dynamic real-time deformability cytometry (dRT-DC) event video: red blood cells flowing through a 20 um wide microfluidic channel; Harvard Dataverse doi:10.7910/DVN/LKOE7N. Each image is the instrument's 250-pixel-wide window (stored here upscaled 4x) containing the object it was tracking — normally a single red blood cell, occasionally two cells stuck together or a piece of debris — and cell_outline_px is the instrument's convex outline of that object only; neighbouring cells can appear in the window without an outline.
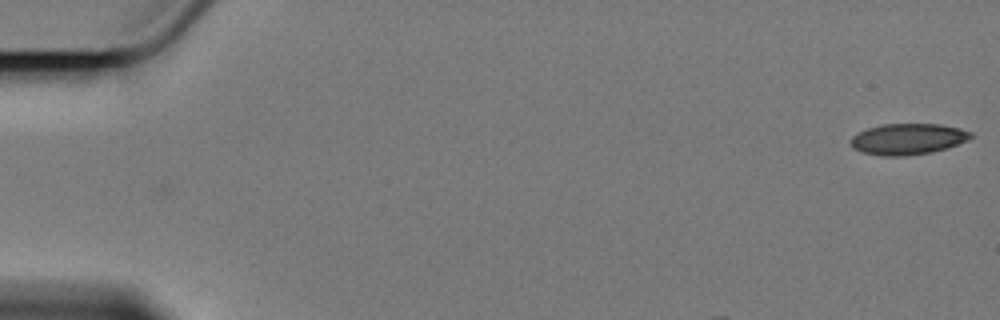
{"species": "Egyptian fruit bat (a non-hibernating species)", "species_latin": "Rousettus aegyptiacus", "temperature_condition": "cold", "stored_images_in_passage": 5, "camera_frame_rate_fps": 3000, "um_per_image_px": 0.085, "animal": {"sex": "female"}, "frame": {"image": 1, "passage_image": 1, "time_ms": 0.0, "image_size_px": [1000, 320], "cell_outline_px": [[972, 136], [968, 140], [948, 148], [932, 152], [904, 156], [884, 156], [864, 152], [852, 148], [848, 140], [856, 132], [880, 124], [940, 124], [960, 128], [972, 132]], "centroid_in_image_um": [77.15, 11.81], "position_along_channel_um": 7.9, "area_um2": 21.96}}
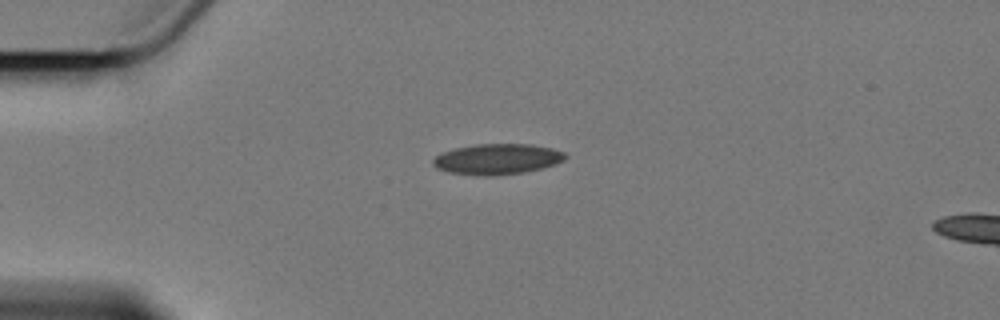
{"frame": {"image": 2, "passage_image": 5, "time_ms": 4.667, "image_size_px": [1000, 320], "cell_outline_px": [[568, 156], [564, 160], [540, 168], [524, 172], [488, 176], [448, 172], [436, 168], [432, 164], [432, 160], [436, 156], [444, 152], [456, 148], [476, 144], [532, 144], [552, 148], [564, 152]], "centroid_in_image_um": [42.26, 13.51], "position_along_channel_um": 42.7, "area_um2": 23.35}}